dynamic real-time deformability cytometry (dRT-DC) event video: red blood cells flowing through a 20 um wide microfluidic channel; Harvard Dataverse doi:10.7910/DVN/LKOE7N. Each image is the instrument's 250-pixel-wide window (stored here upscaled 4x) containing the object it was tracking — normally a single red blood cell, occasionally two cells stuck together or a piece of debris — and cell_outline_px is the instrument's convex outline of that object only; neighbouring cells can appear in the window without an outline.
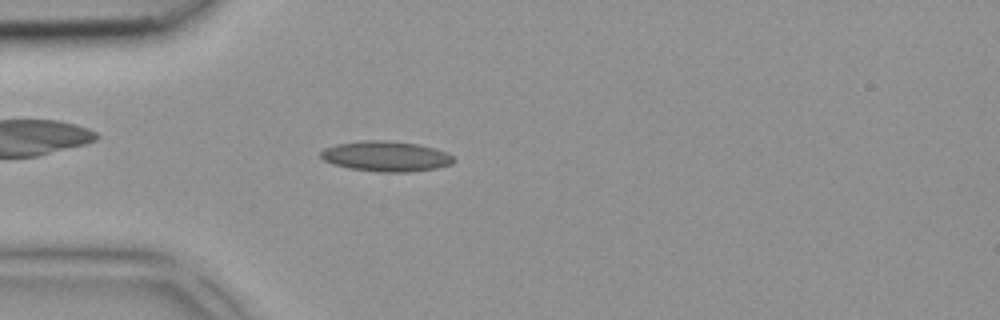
{"species": "common noctule bat (a hibernating species)", "species_latin": "Nyctalus noctula", "temperature_condition": "room temperature", "stored_images_in_passage": 34, "camera_frame_rate_fps": 3000, "um_per_image_px": 0.085, "animal": {"sex": "female", "body_mass_g": 18.4}, "frame": {"image": 1, "passage_image": 3, "time_ms": 0.667, "image_size_px": [1000, 320], "cell_outline_px": [[456, 160], [452, 164], [436, 168], [408, 172], [380, 172], [348, 168], [332, 164], [324, 160], [320, 156], [320, 152], [324, 148], [336, 144], [360, 140], [388, 140], [416, 144], [436, 148], [448, 152]], "centroid_in_image_um": [32.81, 13.28], "position_along_channel_um": 52.2, "area_um2": 23.7}}
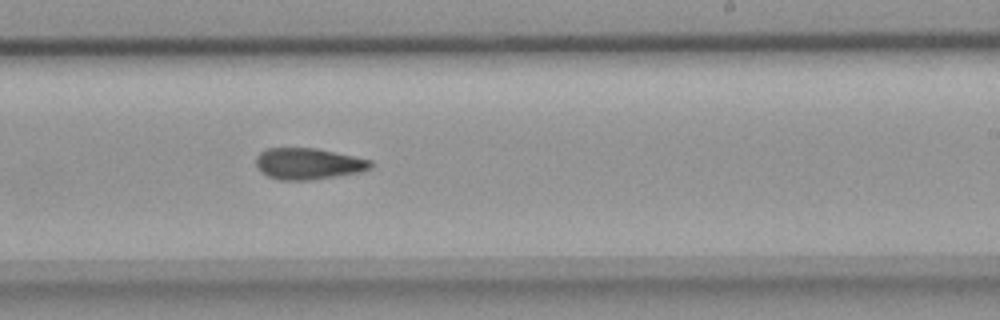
{"frame": {"image": 2, "passage_image": 17, "time_ms": 5.333, "image_size_px": [1000, 320], "cell_outline_px": [[372, 168], [360, 172], [336, 176], [308, 180], [280, 180], [268, 176], [260, 172], [256, 164], [256, 156], [260, 152], [268, 148], [316, 148], [372, 160]], "centroid_in_image_um": [26.19, 13.91], "position_along_channel_um": 262.8, "area_um2": 20.92}}
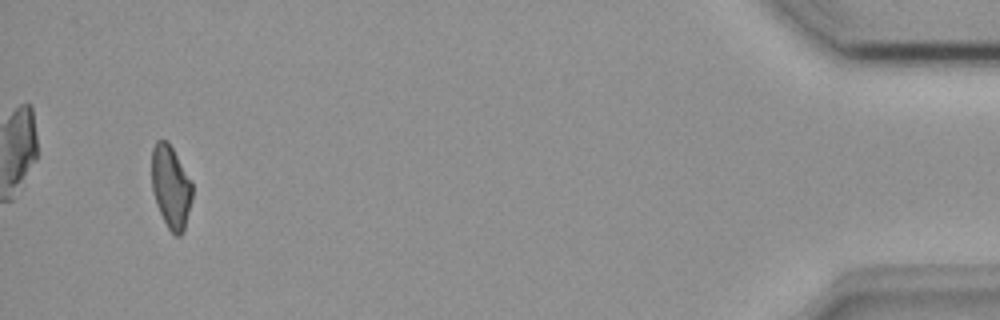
{"frame": {"image": 3, "passage_image": 32, "time_ms": 10.333, "image_size_px": [1000, 320], "cell_outline_px": [[192, 200], [184, 228], [180, 236], [176, 236], [168, 228], [156, 204], [152, 192], [152, 148], [156, 140], [168, 140], [192, 180]], "centroid_in_image_um": [14.52, 15.85], "position_along_channel_um": 420.7, "area_um2": 19.71}}